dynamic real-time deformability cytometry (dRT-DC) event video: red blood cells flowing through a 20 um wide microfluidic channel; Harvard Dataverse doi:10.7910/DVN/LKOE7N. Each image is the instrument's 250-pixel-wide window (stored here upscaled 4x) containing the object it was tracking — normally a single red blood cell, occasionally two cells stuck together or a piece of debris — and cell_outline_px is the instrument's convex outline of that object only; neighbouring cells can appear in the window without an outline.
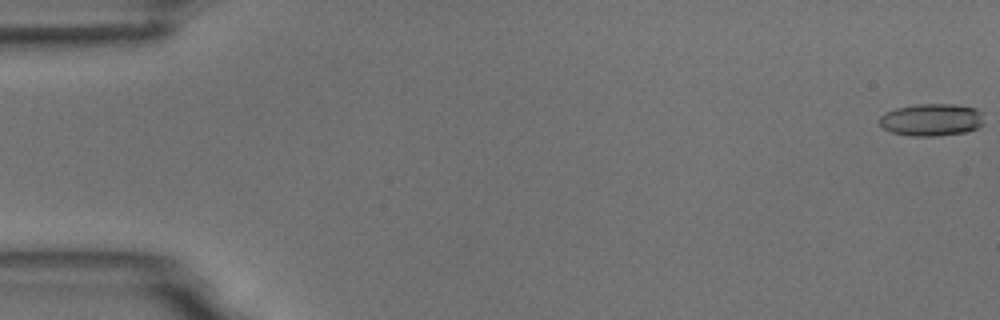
{"species": "common noctule bat (a hibernating species)", "species_latin": "Nyctalus noctula", "temperature_condition": "room temperature", "stored_images_in_passage": 7, "camera_frame_rate_fps": 3000, "um_per_image_px": 0.085, "animal": {"sex": "male", "body_mass_g": 18.8}, "frame": {"image": 1, "passage_image": 1, "time_ms": 0.0, "image_size_px": [1000, 320], "cell_outline_px": [[984, 124], [968, 132], [936, 136], [912, 136], [892, 132], [884, 128], [880, 124], [880, 116], [884, 112], [896, 108], [916, 104], [956, 104], [976, 108], [980, 112]], "centroid_in_image_um": [79.19, 10.18], "position_along_channel_um": 5.8, "area_um2": 19.77}}
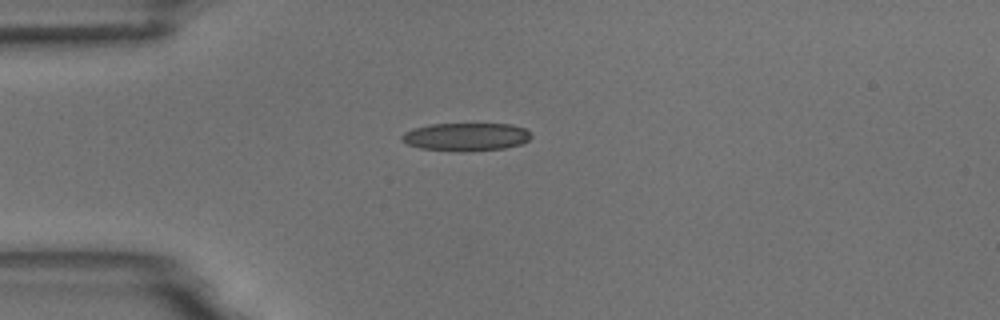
{"frame": {"image": 2, "passage_image": 5, "time_ms": 4.667, "image_size_px": [1000, 320], "cell_outline_px": [[532, 136], [528, 140], [520, 144], [504, 148], [420, 148], [408, 144], [400, 140], [400, 136], [404, 132], [412, 128], [428, 124], [512, 124], [524, 128]], "centroid_in_image_um": [39.58, 11.56], "position_along_channel_um": 45.4, "area_um2": 20.0}}
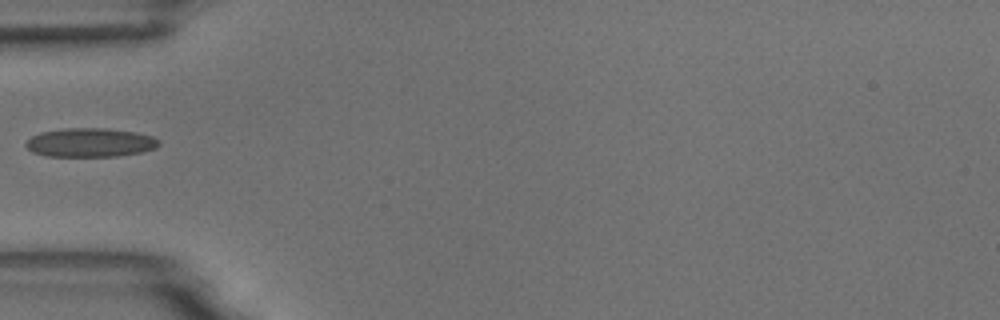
{"frame": {"image": 3, "passage_image": 6, "time_ms": 6.0, "image_size_px": [1000, 320], "cell_outline_px": [[160, 144], [156, 148], [140, 152], [116, 156], [48, 156], [32, 152], [24, 144], [32, 136], [40, 132], [64, 128], [104, 128], [136, 132], [152, 136], [160, 140]], "centroid_in_image_um": [7.67, 12.11], "position_along_channel_um": 77.3, "area_um2": 22.37}}